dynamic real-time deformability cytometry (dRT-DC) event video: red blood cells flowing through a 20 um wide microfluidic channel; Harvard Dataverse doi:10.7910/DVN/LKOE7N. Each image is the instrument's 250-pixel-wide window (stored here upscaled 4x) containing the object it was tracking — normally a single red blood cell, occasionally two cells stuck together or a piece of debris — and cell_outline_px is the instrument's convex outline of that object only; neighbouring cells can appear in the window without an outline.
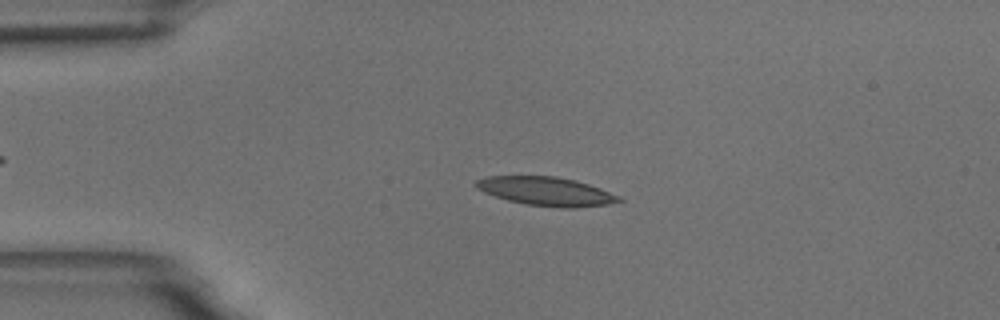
{"species": "common noctule bat (a hibernating species)", "species_latin": "Nyctalus noctula", "temperature_condition": "room temperature", "stored_images_in_passage": 44, "camera_frame_rate_fps": 3000, "um_per_image_px": 0.085, "animal": {"sex": "male", "body_mass_g": 18.8}, "frame": {"image": 1, "passage_image": 7, "time_ms": 2.0, "image_size_px": [1000, 320], "cell_outline_px": [[624, 200], [608, 204], [576, 208], [564, 208], [528, 204], [508, 200], [484, 192], [476, 188], [472, 184], [476, 180], [488, 176], [556, 176], [576, 180], [600, 188], [620, 196]], "centroid_in_image_um": [46.43, 16.25], "position_along_channel_um": 38.6, "area_um2": 23.87}}
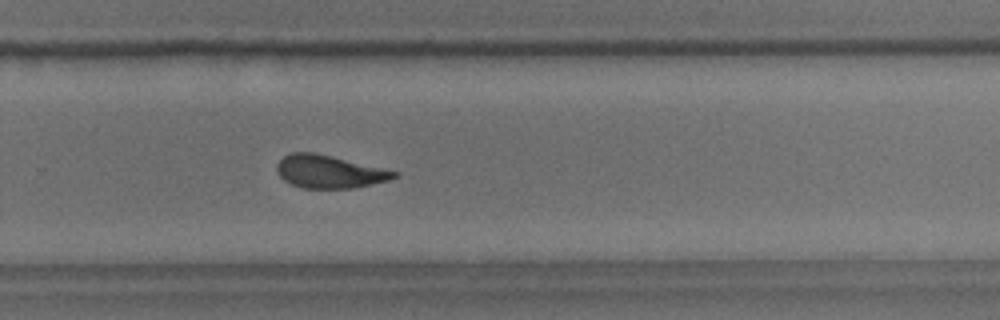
{"frame": {"image": 2, "passage_image": 31, "time_ms": 10.0, "image_size_px": [1000, 320], "cell_outline_px": [[400, 176], [388, 180], [352, 188], [300, 188], [284, 180], [280, 176], [276, 168], [276, 164], [284, 156], [292, 152], [312, 152], [332, 156], [400, 172]], "centroid_in_image_um": [27.99, 14.59], "position_along_channel_um": 301.8, "area_um2": 22.37}}
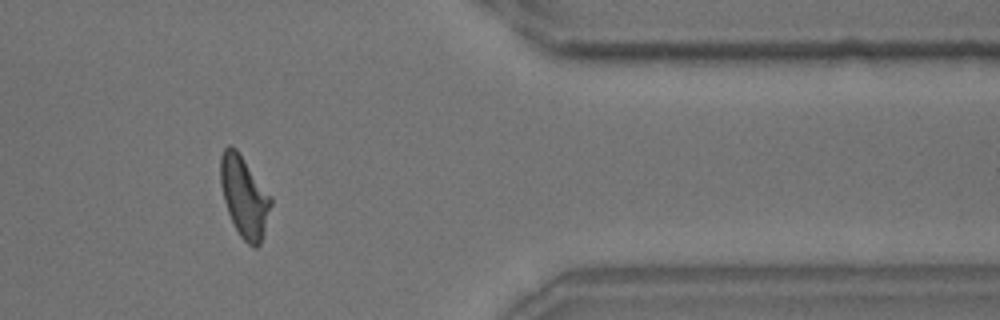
{"frame": {"image": 3, "passage_image": 40, "time_ms": 13.0, "image_size_px": [1000, 320], "cell_outline_px": [[272, 204], [264, 232], [260, 244], [256, 248], [252, 248], [240, 236], [228, 212], [224, 200], [220, 184], [220, 156], [224, 148], [228, 144], [236, 148], [272, 196]], "centroid_in_image_um": [20.77, 16.7], "position_along_channel_um": 390.6, "area_um2": 23.87}, "authors_computed_cell_mechanics": {"area_um2": 23.3801, "velocity_mm_per_s": 3.6632, "shape_relaxation_time_tau1_ms": 6.602, "shape_relaxation_time_tau2_ms": 2.7497, "deformation_change_tau1": 0.2013, "deformation_change_tau2": 0.1039}}